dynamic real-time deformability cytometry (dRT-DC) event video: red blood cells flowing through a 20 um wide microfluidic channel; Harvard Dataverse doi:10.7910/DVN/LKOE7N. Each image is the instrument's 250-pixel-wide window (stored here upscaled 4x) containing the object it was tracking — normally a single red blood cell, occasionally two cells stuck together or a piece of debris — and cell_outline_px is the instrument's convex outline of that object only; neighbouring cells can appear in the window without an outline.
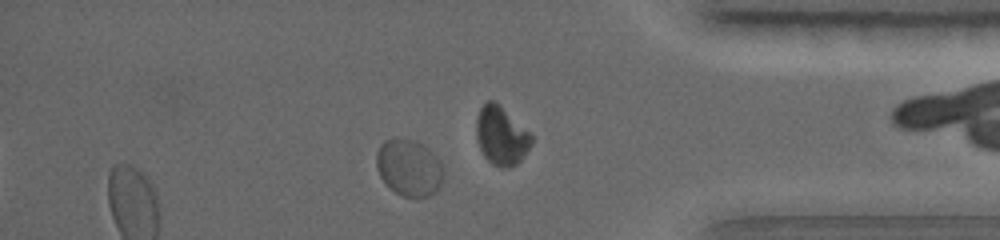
{"species": "common noctule bat (a hibernating species)", "species_latin": "Nyctalus noctula", "temperature_condition": "warm", "stored_images_in_passage": 33, "camera_frame_rate_fps": 5000, "um_per_image_px": 0.085, "animal": {"sex": "female", "body_mass_g": 19.0, "forearm_length_mm": 56.7}, "frame": {"image": 1, "passage_image": 28, "time_ms": 5.4, "image_size_px": [1000, 240], "cell_outline_px": [[444, 172], [440, 184], [428, 196], [416, 200], [404, 196], [396, 192], [384, 184], [376, 168], [376, 152], [380, 144], [384, 140], [396, 136], [412, 140], [424, 144], [440, 160]], "centroid_in_image_um": [34.73, 14.24], "position_along_channel_um": 400.5, "area_um2": 22.66}}